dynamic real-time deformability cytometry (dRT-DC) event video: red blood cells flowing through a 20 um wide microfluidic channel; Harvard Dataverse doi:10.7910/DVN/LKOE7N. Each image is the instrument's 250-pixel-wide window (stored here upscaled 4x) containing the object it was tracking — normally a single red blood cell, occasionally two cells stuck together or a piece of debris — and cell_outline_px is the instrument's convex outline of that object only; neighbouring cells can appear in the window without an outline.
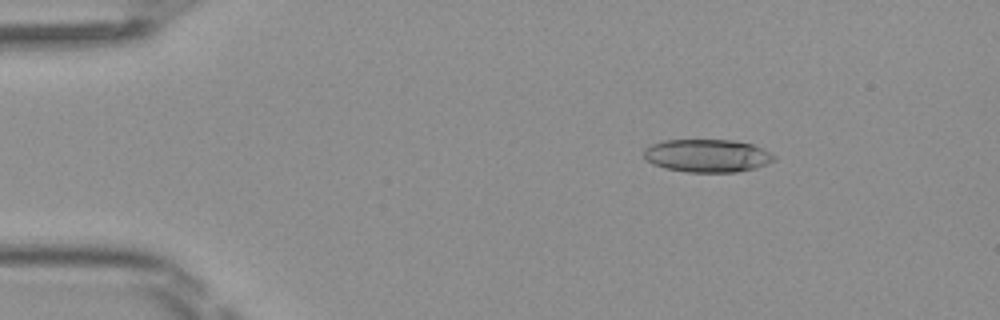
{"species": "Egyptian fruit bat (a non-hibernating species)", "species_latin": "Rousettus aegyptiacus", "temperature_condition": "room temperature", "stored_images_in_passage": 50, "camera_frame_rate_fps": 3000, "um_per_image_px": 0.085, "frame": {"image": 1, "passage_image": 8, "time_ms": 2.333, "image_size_px": [1000, 320], "cell_outline_px": [[776, 160], [768, 164], [756, 168], [736, 172], [688, 172], [664, 168], [652, 164], [644, 156], [644, 148], [652, 144], [664, 140], [732, 140], [752, 144], [764, 148], [772, 152], [776, 156]], "centroid_in_image_um": [60.16, 13.23], "position_along_channel_um": 24.8, "area_um2": 25.26}}
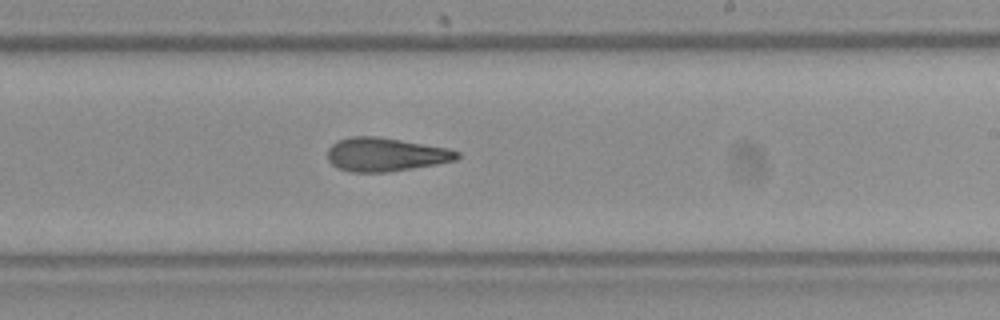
{"frame": {"image": 2, "passage_image": 30, "time_ms": 9.667, "image_size_px": [1000, 320], "cell_outline_px": [[460, 156], [456, 160], [436, 164], [388, 172], [348, 172], [336, 168], [328, 160], [328, 148], [336, 140], [348, 136], [376, 136], [448, 148], [460, 152]], "centroid_in_image_um": [32.73, 13.13], "position_along_channel_um": 256.3, "area_um2": 25.49}}
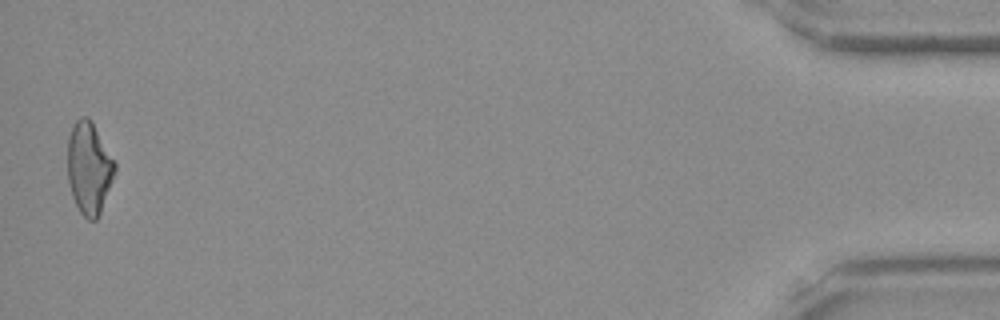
{"frame": {"image": 3, "passage_image": 49, "time_ms": 16.0, "image_size_px": [1000, 320], "cell_outline_px": [[116, 172], [100, 212], [96, 220], [88, 220], [80, 212], [72, 196], [68, 180], [68, 136], [76, 120], [80, 116], [88, 116], [92, 120], [116, 164]], "centroid_in_image_um": [7.57, 14.26], "position_along_channel_um": 427.6, "area_um2": 25.32}, "authors_computed_cell_mechanics": {"area_um2": 25.5187, "velocity_mm_per_s": 4.1333, "shape_relaxation_time_tau1_ms": 8.4106, "shape_relaxation_time_tau2_ms": 2.4784, "deformation_change_tau1": 0.2376, "deformation_change_tau2": 0.1257}}